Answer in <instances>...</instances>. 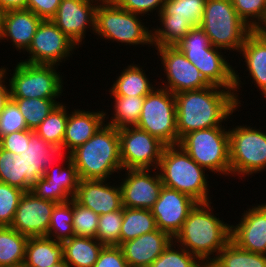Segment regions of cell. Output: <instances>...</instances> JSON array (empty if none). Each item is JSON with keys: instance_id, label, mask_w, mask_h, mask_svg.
Masks as SVG:
<instances>
[{"instance_id": "1", "label": "cell", "mask_w": 266, "mask_h": 267, "mask_svg": "<svg viewBox=\"0 0 266 267\" xmlns=\"http://www.w3.org/2000/svg\"><path fill=\"white\" fill-rule=\"evenodd\" d=\"M174 95L178 144L180 139L191 131L228 126L227 120L233 117V113L240 111L234 91L215 85Z\"/></svg>"}, {"instance_id": "2", "label": "cell", "mask_w": 266, "mask_h": 267, "mask_svg": "<svg viewBox=\"0 0 266 267\" xmlns=\"http://www.w3.org/2000/svg\"><path fill=\"white\" fill-rule=\"evenodd\" d=\"M175 47L197 67L210 85L234 91L238 108L244 105L238 94L246 83L241 81L242 75L235 69L237 66L233 67V64L229 63L228 56L224 55L226 51L212 46L209 37L200 26L193 27Z\"/></svg>"}, {"instance_id": "3", "label": "cell", "mask_w": 266, "mask_h": 267, "mask_svg": "<svg viewBox=\"0 0 266 267\" xmlns=\"http://www.w3.org/2000/svg\"><path fill=\"white\" fill-rule=\"evenodd\" d=\"M213 202H197L173 241L202 262L214 260L231 240V223L219 218ZM215 213V214H214ZM222 219V220H221Z\"/></svg>"}, {"instance_id": "4", "label": "cell", "mask_w": 266, "mask_h": 267, "mask_svg": "<svg viewBox=\"0 0 266 267\" xmlns=\"http://www.w3.org/2000/svg\"><path fill=\"white\" fill-rule=\"evenodd\" d=\"M69 155L80 179L115 181L123 171L118 129L106 123Z\"/></svg>"}, {"instance_id": "5", "label": "cell", "mask_w": 266, "mask_h": 267, "mask_svg": "<svg viewBox=\"0 0 266 267\" xmlns=\"http://www.w3.org/2000/svg\"><path fill=\"white\" fill-rule=\"evenodd\" d=\"M157 170L163 186L185 193L197 202L212 201L210 175L180 145L165 146Z\"/></svg>"}, {"instance_id": "6", "label": "cell", "mask_w": 266, "mask_h": 267, "mask_svg": "<svg viewBox=\"0 0 266 267\" xmlns=\"http://www.w3.org/2000/svg\"><path fill=\"white\" fill-rule=\"evenodd\" d=\"M57 68L60 67L32 64L21 60L12 68L13 73L10 67L0 66V69L7 76L11 98H58L59 101V98L61 99L63 96V89L66 88L64 87L66 77L60 74L61 72Z\"/></svg>"}, {"instance_id": "7", "label": "cell", "mask_w": 266, "mask_h": 267, "mask_svg": "<svg viewBox=\"0 0 266 267\" xmlns=\"http://www.w3.org/2000/svg\"><path fill=\"white\" fill-rule=\"evenodd\" d=\"M200 27L212 46L229 52L228 56L232 52L237 56L246 37L253 31L238 16L231 0H206Z\"/></svg>"}, {"instance_id": "8", "label": "cell", "mask_w": 266, "mask_h": 267, "mask_svg": "<svg viewBox=\"0 0 266 267\" xmlns=\"http://www.w3.org/2000/svg\"><path fill=\"white\" fill-rule=\"evenodd\" d=\"M178 145L209 173L231 177L228 126L191 131L180 139Z\"/></svg>"}, {"instance_id": "9", "label": "cell", "mask_w": 266, "mask_h": 267, "mask_svg": "<svg viewBox=\"0 0 266 267\" xmlns=\"http://www.w3.org/2000/svg\"><path fill=\"white\" fill-rule=\"evenodd\" d=\"M140 16L119 6L97 8L94 35L98 37L97 40L103 38L105 43L117 42L128 47L148 45L150 48L152 46V28H150L152 24L144 22L147 19Z\"/></svg>"}, {"instance_id": "10", "label": "cell", "mask_w": 266, "mask_h": 267, "mask_svg": "<svg viewBox=\"0 0 266 267\" xmlns=\"http://www.w3.org/2000/svg\"><path fill=\"white\" fill-rule=\"evenodd\" d=\"M229 127L231 177L239 179L266 170V132L254 125ZM252 126V127H251ZM233 127V128H232ZM241 177V178H240Z\"/></svg>"}, {"instance_id": "11", "label": "cell", "mask_w": 266, "mask_h": 267, "mask_svg": "<svg viewBox=\"0 0 266 267\" xmlns=\"http://www.w3.org/2000/svg\"><path fill=\"white\" fill-rule=\"evenodd\" d=\"M136 127L166 146L178 145L175 95L160 86L147 94Z\"/></svg>"}, {"instance_id": "12", "label": "cell", "mask_w": 266, "mask_h": 267, "mask_svg": "<svg viewBox=\"0 0 266 267\" xmlns=\"http://www.w3.org/2000/svg\"><path fill=\"white\" fill-rule=\"evenodd\" d=\"M79 47L67 37L52 20H42L38 25L23 62L62 66L70 60Z\"/></svg>"}, {"instance_id": "13", "label": "cell", "mask_w": 266, "mask_h": 267, "mask_svg": "<svg viewBox=\"0 0 266 267\" xmlns=\"http://www.w3.org/2000/svg\"><path fill=\"white\" fill-rule=\"evenodd\" d=\"M156 55L161 61L163 78L158 86L173 94L183 91L200 90L210 86L197 67L175 46L155 47ZM160 56V57H159ZM165 77V78H164ZM163 80H162V79ZM165 79V80H164ZM167 80V81H166Z\"/></svg>"}, {"instance_id": "14", "label": "cell", "mask_w": 266, "mask_h": 267, "mask_svg": "<svg viewBox=\"0 0 266 267\" xmlns=\"http://www.w3.org/2000/svg\"><path fill=\"white\" fill-rule=\"evenodd\" d=\"M123 170L157 169L165 144L136 126L118 129Z\"/></svg>"}, {"instance_id": "15", "label": "cell", "mask_w": 266, "mask_h": 267, "mask_svg": "<svg viewBox=\"0 0 266 267\" xmlns=\"http://www.w3.org/2000/svg\"><path fill=\"white\" fill-rule=\"evenodd\" d=\"M122 172L116 176H119L123 207L151 210L163 187L158 170L127 169Z\"/></svg>"}, {"instance_id": "16", "label": "cell", "mask_w": 266, "mask_h": 267, "mask_svg": "<svg viewBox=\"0 0 266 267\" xmlns=\"http://www.w3.org/2000/svg\"><path fill=\"white\" fill-rule=\"evenodd\" d=\"M57 165L53 164L45 171L31 192L40 199L62 203L75 197L80 178L70 155Z\"/></svg>"}, {"instance_id": "17", "label": "cell", "mask_w": 266, "mask_h": 267, "mask_svg": "<svg viewBox=\"0 0 266 267\" xmlns=\"http://www.w3.org/2000/svg\"><path fill=\"white\" fill-rule=\"evenodd\" d=\"M51 20L71 41L82 47L88 30L95 33L96 8L87 0H61Z\"/></svg>"}, {"instance_id": "18", "label": "cell", "mask_w": 266, "mask_h": 267, "mask_svg": "<svg viewBox=\"0 0 266 267\" xmlns=\"http://www.w3.org/2000/svg\"><path fill=\"white\" fill-rule=\"evenodd\" d=\"M196 203L189 195L163 186L151 209L157 228L174 238Z\"/></svg>"}, {"instance_id": "19", "label": "cell", "mask_w": 266, "mask_h": 267, "mask_svg": "<svg viewBox=\"0 0 266 267\" xmlns=\"http://www.w3.org/2000/svg\"><path fill=\"white\" fill-rule=\"evenodd\" d=\"M56 203L38 198L31 191L22 195L11 228L28 237L47 236Z\"/></svg>"}, {"instance_id": "20", "label": "cell", "mask_w": 266, "mask_h": 267, "mask_svg": "<svg viewBox=\"0 0 266 267\" xmlns=\"http://www.w3.org/2000/svg\"><path fill=\"white\" fill-rule=\"evenodd\" d=\"M23 151L19 155L24 158L25 183L30 188L45 175L51 165H56L69 155L63 145L47 143L33 130H30V139Z\"/></svg>"}, {"instance_id": "21", "label": "cell", "mask_w": 266, "mask_h": 267, "mask_svg": "<svg viewBox=\"0 0 266 267\" xmlns=\"http://www.w3.org/2000/svg\"><path fill=\"white\" fill-rule=\"evenodd\" d=\"M111 183L109 179H80L74 199L98 215L120 210L123 207L121 187L119 181Z\"/></svg>"}, {"instance_id": "22", "label": "cell", "mask_w": 266, "mask_h": 267, "mask_svg": "<svg viewBox=\"0 0 266 267\" xmlns=\"http://www.w3.org/2000/svg\"><path fill=\"white\" fill-rule=\"evenodd\" d=\"M236 222L231 224V241L239 248L266 255V217L254 206H247Z\"/></svg>"}, {"instance_id": "23", "label": "cell", "mask_w": 266, "mask_h": 267, "mask_svg": "<svg viewBox=\"0 0 266 267\" xmlns=\"http://www.w3.org/2000/svg\"><path fill=\"white\" fill-rule=\"evenodd\" d=\"M173 241L159 229L143 234L120 245L129 267H149Z\"/></svg>"}, {"instance_id": "24", "label": "cell", "mask_w": 266, "mask_h": 267, "mask_svg": "<svg viewBox=\"0 0 266 267\" xmlns=\"http://www.w3.org/2000/svg\"><path fill=\"white\" fill-rule=\"evenodd\" d=\"M87 110L82 107L68 111L62 144L68 154L88 141L105 124L104 109Z\"/></svg>"}, {"instance_id": "25", "label": "cell", "mask_w": 266, "mask_h": 267, "mask_svg": "<svg viewBox=\"0 0 266 267\" xmlns=\"http://www.w3.org/2000/svg\"><path fill=\"white\" fill-rule=\"evenodd\" d=\"M41 21L40 17L27 9L5 12L0 43L8 41L19 54L24 52L25 55Z\"/></svg>"}, {"instance_id": "26", "label": "cell", "mask_w": 266, "mask_h": 267, "mask_svg": "<svg viewBox=\"0 0 266 267\" xmlns=\"http://www.w3.org/2000/svg\"><path fill=\"white\" fill-rule=\"evenodd\" d=\"M240 55V57H239ZM239 65L243 61L244 68L243 71L244 82L245 79H249L253 87L257 88L260 95L264 100L266 99V37L259 34L256 30L252 31L245 39L240 52L238 54ZM241 61V62H240ZM245 62V63H244ZM248 72V74H246ZM248 76H244V75ZM251 76V77H250ZM248 77V78H247ZM259 89V90H258Z\"/></svg>"}, {"instance_id": "27", "label": "cell", "mask_w": 266, "mask_h": 267, "mask_svg": "<svg viewBox=\"0 0 266 267\" xmlns=\"http://www.w3.org/2000/svg\"><path fill=\"white\" fill-rule=\"evenodd\" d=\"M127 65L120 70V74H116V80H112L113 85L107 88L106 91L110 96H146L158 86V81L154 82L156 84L151 82L153 80L145 74L147 69L145 70L140 64Z\"/></svg>"}, {"instance_id": "28", "label": "cell", "mask_w": 266, "mask_h": 267, "mask_svg": "<svg viewBox=\"0 0 266 267\" xmlns=\"http://www.w3.org/2000/svg\"><path fill=\"white\" fill-rule=\"evenodd\" d=\"M64 260L63 245L46 236L29 237L22 267H50Z\"/></svg>"}, {"instance_id": "29", "label": "cell", "mask_w": 266, "mask_h": 267, "mask_svg": "<svg viewBox=\"0 0 266 267\" xmlns=\"http://www.w3.org/2000/svg\"><path fill=\"white\" fill-rule=\"evenodd\" d=\"M64 260L70 267H93L103 248L96 238L73 236L61 242Z\"/></svg>"}, {"instance_id": "30", "label": "cell", "mask_w": 266, "mask_h": 267, "mask_svg": "<svg viewBox=\"0 0 266 267\" xmlns=\"http://www.w3.org/2000/svg\"><path fill=\"white\" fill-rule=\"evenodd\" d=\"M112 116L105 110V123L117 129L134 127L138 124L145 96H110ZM114 105H113V104ZM111 118H109V117ZM108 119V120H107Z\"/></svg>"}, {"instance_id": "31", "label": "cell", "mask_w": 266, "mask_h": 267, "mask_svg": "<svg viewBox=\"0 0 266 267\" xmlns=\"http://www.w3.org/2000/svg\"><path fill=\"white\" fill-rule=\"evenodd\" d=\"M157 17L159 26L156 24L151 27V48L175 46L194 27L188 19L172 18V15H158Z\"/></svg>"}, {"instance_id": "32", "label": "cell", "mask_w": 266, "mask_h": 267, "mask_svg": "<svg viewBox=\"0 0 266 267\" xmlns=\"http://www.w3.org/2000/svg\"><path fill=\"white\" fill-rule=\"evenodd\" d=\"M28 236L10 226H0V267H22Z\"/></svg>"}, {"instance_id": "33", "label": "cell", "mask_w": 266, "mask_h": 267, "mask_svg": "<svg viewBox=\"0 0 266 267\" xmlns=\"http://www.w3.org/2000/svg\"><path fill=\"white\" fill-rule=\"evenodd\" d=\"M157 229L156 220L151 210L123 207L120 245Z\"/></svg>"}, {"instance_id": "34", "label": "cell", "mask_w": 266, "mask_h": 267, "mask_svg": "<svg viewBox=\"0 0 266 267\" xmlns=\"http://www.w3.org/2000/svg\"><path fill=\"white\" fill-rule=\"evenodd\" d=\"M58 104L43 122L34 130L47 143L52 145H62L68 120V109L70 105Z\"/></svg>"}, {"instance_id": "35", "label": "cell", "mask_w": 266, "mask_h": 267, "mask_svg": "<svg viewBox=\"0 0 266 267\" xmlns=\"http://www.w3.org/2000/svg\"><path fill=\"white\" fill-rule=\"evenodd\" d=\"M214 260L221 267H266V255L243 250L231 240Z\"/></svg>"}, {"instance_id": "36", "label": "cell", "mask_w": 266, "mask_h": 267, "mask_svg": "<svg viewBox=\"0 0 266 267\" xmlns=\"http://www.w3.org/2000/svg\"><path fill=\"white\" fill-rule=\"evenodd\" d=\"M25 118L29 130H35L60 103L57 99L11 98Z\"/></svg>"}, {"instance_id": "37", "label": "cell", "mask_w": 266, "mask_h": 267, "mask_svg": "<svg viewBox=\"0 0 266 267\" xmlns=\"http://www.w3.org/2000/svg\"><path fill=\"white\" fill-rule=\"evenodd\" d=\"M0 182L31 191L25 183L24 158L19 154L6 151L0 147Z\"/></svg>"}, {"instance_id": "38", "label": "cell", "mask_w": 266, "mask_h": 267, "mask_svg": "<svg viewBox=\"0 0 266 267\" xmlns=\"http://www.w3.org/2000/svg\"><path fill=\"white\" fill-rule=\"evenodd\" d=\"M73 198L69 201L56 203L50 217L46 237L62 242L74 236L73 230Z\"/></svg>"}, {"instance_id": "39", "label": "cell", "mask_w": 266, "mask_h": 267, "mask_svg": "<svg viewBox=\"0 0 266 267\" xmlns=\"http://www.w3.org/2000/svg\"><path fill=\"white\" fill-rule=\"evenodd\" d=\"M206 0H165L158 15H172V18L188 19L191 24L200 26Z\"/></svg>"}, {"instance_id": "40", "label": "cell", "mask_w": 266, "mask_h": 267, "mask_svg": "<svg viewBox=\"0 0 266 267\" xmlns=\"http://www.w3.org/2000/svg\"><path fill=\"white\" fill-rule=\"evenodd\" d=\"M203 262L172 241L149 267H201Z\"/></svg>"}, {"instance_id": "41", "label": "cell", "mask_w": 266, "mask_h": 267, "mask_svg": "<svg viewBox=\"0 0 266 267\" xmlns=\"http://www.w3.org/2000/svg\"><path fill=\"white\" fill-rule=\"evenodd\" d=\"M123 222V207L120 210L99 215L96 239L104 246H120V230Z\"/></svg>"}, {"instance_id": "42", "label": "cell", "mask_w": 266, "mask_h": 267, "mask_svg": "<svg viewBox=\"0 0 266 267\" xmlns=\"http://www.w3.org/2000/svg\"><path fill=\"white\" fill-rule=\"evenodd\" d=\"M238 16L253 30H257L266 17V0H231Z\"/></svg>"}, {"instance_id": "43", "label": "cell", "mask_w": 266, "mask_h": 267, "mask_svg": "<svg viewBox=\"0 0 266 267\" xmlns=\"http://www.w3.org/2000/svg\"><path fill=\"white\" fill-rule=\"evenodd\" d=\"M99 215L79 204L73 198V230L74 236L96 238Z\"/></svg>"}, {"instance_id": "44", "label": "cell", "mask_w": 266, "mask_h": 267, "mask_svg": "<svg viewBox=\"0 0 266 267\" xmlns=\"http://www.w3.org/2000/svg\"><path fill=\"white\" fill-rule=\"evenodd\" d=\"M24 192L18 187L0 182V226H11Z\"/></svg>"}, {"instance_id": "45", "label": "cell", "mask_w": 266, "mask_h": 267, "mask_svg": "<svg viewBox=\"0 0 266 267\" xmlns=\"http://www.w3.org/2000/svg\"><path fill=\"white\" fill-rule=\"evenodd\" d=\"M29 130L16 103L10 99L0 115V139L13 132Z\"/></svg>"}, {"instance_id": "46", "label": "cell", "mask_w": 266, "mask_h": 267, "mask_svg": "<svg viewBox=\"0 0 266 267\" xmlns=\"http://www.w3.org/2000/svg\"><path fill=\"white\" fill-rule=\"evenodd\" d=\"M165 0H120L118 6L126 11L146 17L153 12L156 16L162 11ZM147 14V15H146ZM157 14V15H156Z\"/></svg>"}, {"instance_id": "47", "label": "cell", "mask_w": 266, "mask_h": 267, "mask_svg": "<svg viewBox=\"0 0 266 267\" xmlns=\"http://www.w3.org/2000/svg\"><path fill=\"white\" fill-rule=\"evenodd\" d=\"M93 267H129L119 245L103 246Z\"/></svg>"}, {"instance_id": "48", "label": "cell", "mask_w": 266, "mask_h": 267, "mask_svg": "<svg viewBox=\"0 0 266 267\" xmlns=\"http://www.w3.org/2000/svg\"><path fill=\"white\" fill-rule=\"evenodd\" d=\"M30 130L13 132L0 139V147L6 151L20 154L28 145Z\"/></svg>"}, {"instance_id": "49", "label": "cell", "mask_w": 266, "mask_h": 267, "mask_svg": "<svg viewBox=\"0 0 266 267\" xmlns=\"http://www.w3.org/2000/svg\"><path fill=\"white\" fill-rule=\"evenodd\" d=\"M61 0H27L26 9L42 20H51L57 13Z\"/></svg>"}, {"instance_id": "50", "label": "cell", "mask_w": 266, "mask_h": 267, "mask_svg": "<svg viewBox=\"0 0 266 267\" xmlns=\"http://www.w3.org/2000/svg\"><path fill=\"white\" fill-rule=\"evenodd\" d=\"M10 99H11L10 85L8 83L7 76L0 69V115L4 110L6 103Z\"/></svg>"}, {"instance_id": "51", "label": "cell", "mask_w": 266, "mask_h": 267, "mask_svg": "<svg viewBox=\"0 0 266 267\" xmlns=\"http://www.w3.org/2000/svg\"><path fill=\"white\" fill-rule=\"evenodd\" d=\"M27 0H0V7L5 11L26 9Z\"/></svg>"}, {"instance_id": "52", "label": "cell", "mask_w": 266, "mask_h": 267, "mask_svg": "<svg viewBox=\"0 0 266 267\" xmlns=\"http://www.w3.org/2000/svg\"><path fill=\"white\" fill-rule=\"evenodd\" d=\"M96 9L100 7L118 6L120 0H87Z\"/></svg>"}, {"instance_id": "53", "label": "cell", "mask_w": 266, "mask_h": 267, "mask_svg": "<svg viewBox=\"0 0 266 267\" xmlns=\"http://www.w3.org/2000/svg\"><path fill=\"white\" fill-rule=\"evenodd\" d=\"M259 34L266 37V17L263 21V23L259 26V28L256 30Z\"/></svg>"}, {"instance_id": "54", "label": "cell", "mask_w": 266, "mask_h": 267, "mask_svg": "<svg viewBox=\"0 0 266 267\" xmlns=\"http://www.w3.org/2000/svg\"><path fill=\"white\" fill-rule=\"evenodd\" d=\"M254 206L266 217V202L254 204Z\"/></svg>"}, {"instance_id": "55", "label": "cell", "mask_w": 266, "mask_h": 267, "mask_svg": "<svg viewBox=\"0 0 266 267\" xmlns=\"http://www.w3.org/2000/svg\"><path fill=\"white\" fill-rule=\"evenodd\" d=\"M204 267H221L215 260H209L203 262Z\"/></svg>"}, {"instance_id": "56", "label": "cell", "mask_w": 266, "mask_h": 267, "mask_svg": "<svg viewBox=\"0 0 266 267\" xmlns=\"http://www.w3.org/2000/svg\"><path fill=\"white\" fill-rule=\"evenodd\" d=\"M5 11L0 7V38L3 32V18H4Z\"/></svg>"}, {"instance_id": "57", "label": "cell", "mask_w": 266, "mask_h": 267, "mask_svg": "<svg viewBox=\"0 0 266 267\" xmlns=\"http://www.w3.org/2000/svg\"><path fill=\"white\" fill-rule=\"evenodd\" d=\"M50 267H70L69 264L65 260H61Z\"/></svg>"}]
</instances>
